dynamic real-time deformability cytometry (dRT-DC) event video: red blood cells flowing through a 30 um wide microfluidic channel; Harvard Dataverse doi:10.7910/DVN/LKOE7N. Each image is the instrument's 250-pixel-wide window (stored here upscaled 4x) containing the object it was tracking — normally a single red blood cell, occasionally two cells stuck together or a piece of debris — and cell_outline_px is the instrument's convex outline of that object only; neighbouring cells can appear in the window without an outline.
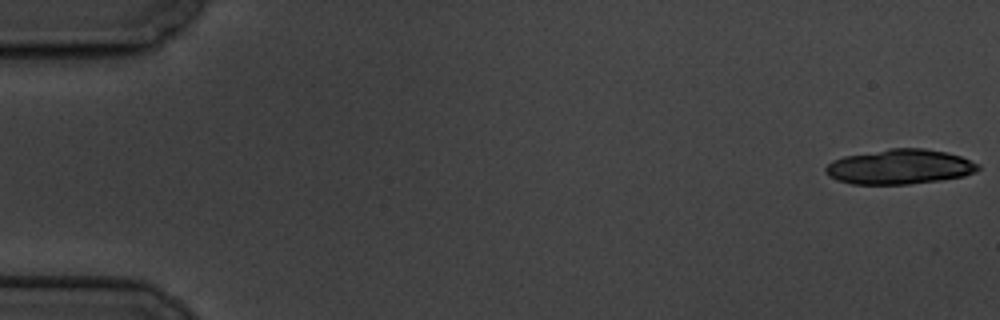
{"species": "common noctule bat (a hibernating species)", "species_latin": "Nyctalus noctula", "temperature_condition": "cold", "stored_images_in_passage": 11, "camera_frame_rate_fps": 3000, "um_per_image_px": 0.085, "animal": {"sex": "male", "body_mass_g": 19.5, "forearm_length_mm": 54.6}, "frame": {"image": 1, "passage_image": 1, "time_ms": 0.0, "image_size_px": [1000, 320], "cell_outline_px": [[980, 168], [976, 172], [964, 176], [940, 180], [908, 184], [852, 184], [836, 180], [828, 176], [824, 172], [824, 168], [832, 160], [844, 156], [888, 148], [924, 148], [948, 152], [960, 156], [980, 164]], "centroid_in_image_um": [76.46, 14.17], "position_along_channel_um": 8.5, "area_um2": 31.27}}
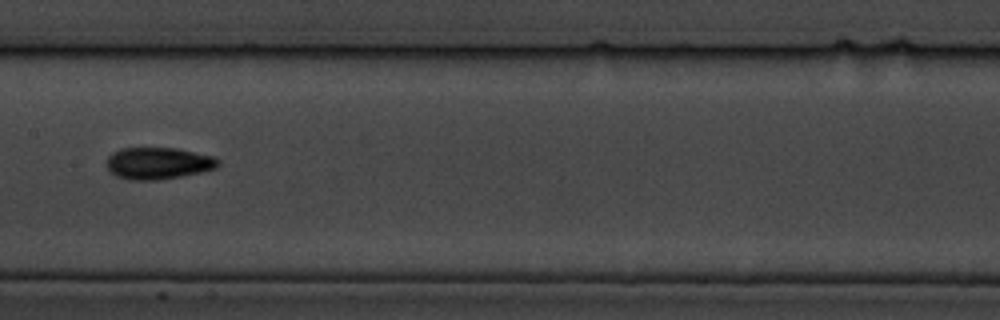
{"frame": {"image": 2, "passage_image": 9, "time_ms": 10.0, "image_size_px": [1000, 320], "cell_outline_px": [[220, 164], [216, 168], [200, 172], [180, 176], [156, 180], [128, 180], [116, 176], [108, 168], [108, 156], [112, 152], [120, 148], [176, 148], [212, 156], [220, 160]], "centroid_in_image_um": [13.44, 13.87], "position_along_channel_um": 194.0, "area_um2": 20.58}}
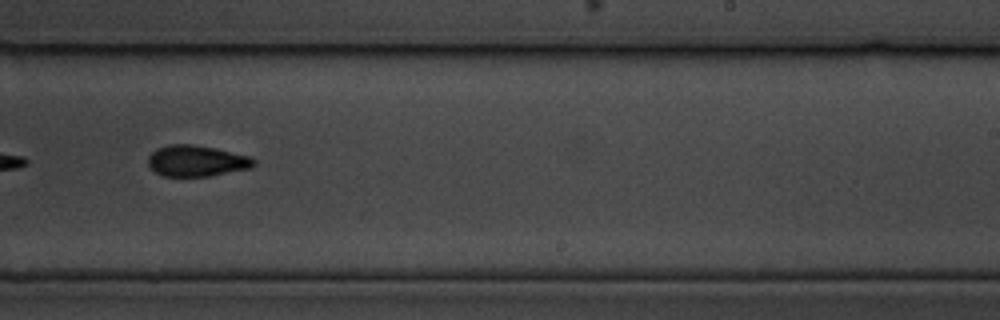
{"frame": {"image": 3, "passage_image": 11, "time_ms": 12.333, "image_size_px": [1000, 320], "cell_outline_px": [[256, 164], [252, 168], [208, 176], [164, 176], [156, 172], [148, 164], [148, 156], [156, 148], [168, 144], [192, 144], [216, 148], [252, 156], [256, 160]], "centroid_in_image_um": [16.74, 13.66], "position_along_channel_um": 272.3, "area_um2": 19.36}}